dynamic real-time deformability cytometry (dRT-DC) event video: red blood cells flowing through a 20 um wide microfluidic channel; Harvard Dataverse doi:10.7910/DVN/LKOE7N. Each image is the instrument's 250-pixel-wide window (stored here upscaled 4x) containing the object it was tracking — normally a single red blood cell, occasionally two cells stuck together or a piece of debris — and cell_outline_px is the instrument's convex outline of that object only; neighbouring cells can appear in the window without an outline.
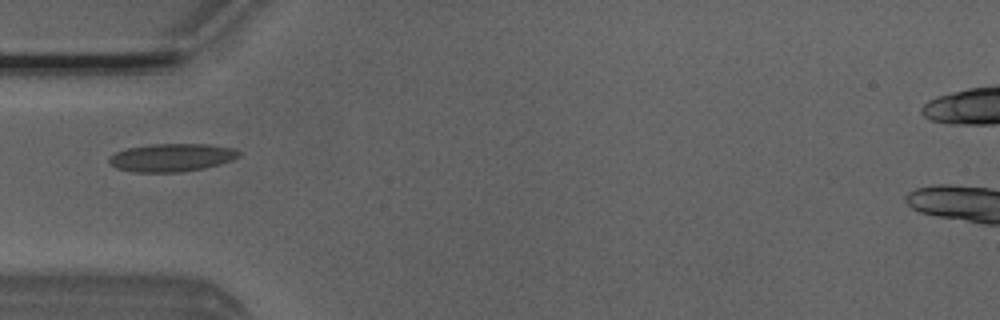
{"species": "Egyptian fruit bat (a non-hibernating species)", "species_latin": "Rousettus aegyptiacus", "temperature_condition": "room temperature", "stored_images_in_passage": 4, "camera_frame_rate_fps": 3000, "um_per_image_px": 0.085, "animal": {"sex": "male"}, "frame": {"image": 1, "passage_image": 4, "time_ms": 1.0, "image_size_px": [1000, 320], "cell_outline_px": [[240, 156], [232, 160], [220, 164], [204, 168], [180, 172], [132, 172], [116, 168], [108, 160], [116, 152], [128, 148], [152, 144], [208, 144], [236, 148], [240, 152]], "centroid_in_image_um": [14.64, 13.39], "position_along_channel_um": 70.4, "area_um2": 21.15}}